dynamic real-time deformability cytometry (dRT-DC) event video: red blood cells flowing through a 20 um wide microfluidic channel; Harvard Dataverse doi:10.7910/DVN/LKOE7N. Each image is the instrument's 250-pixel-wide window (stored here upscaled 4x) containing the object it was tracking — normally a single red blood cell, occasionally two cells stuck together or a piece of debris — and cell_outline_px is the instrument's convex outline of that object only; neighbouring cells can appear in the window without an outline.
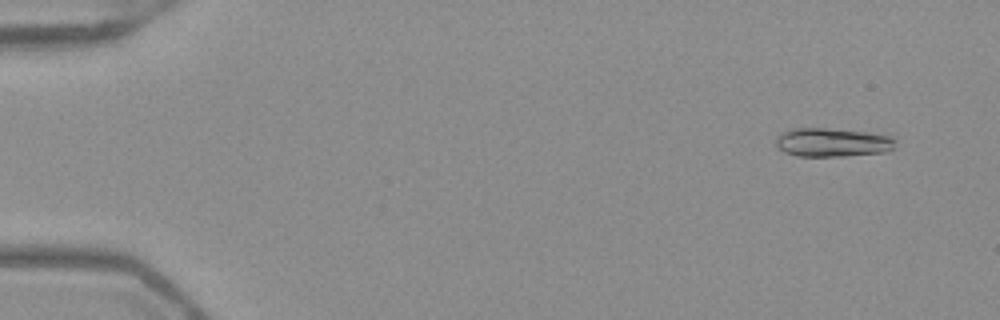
{"species": "Egyptian fruit bat (a non-hibernating species)", "species_latin": "Rousettus aegyptiacus", "temperature_condition": "warm", "stored_images_in_passage": 52, "camera_frame_rate_fps": 3000, "um_per_image_px": 0.085, "frame": {"image": 1, "passage_image": 4, "time_ms": 1.0, "image_size_px": [1000, 320], "cell_outline_px": [[896, 140], [892, 148], [884, 152], [844, 156], [796, 156], [784, 152], [776, 148], [776, 136], [792, 128], [824, 128], [868, 132], [892, 136]], "centroid_in_image_um": [70.72, 12.1], "position_along_channel_um": 14.3, "area_um2": 20.06}}
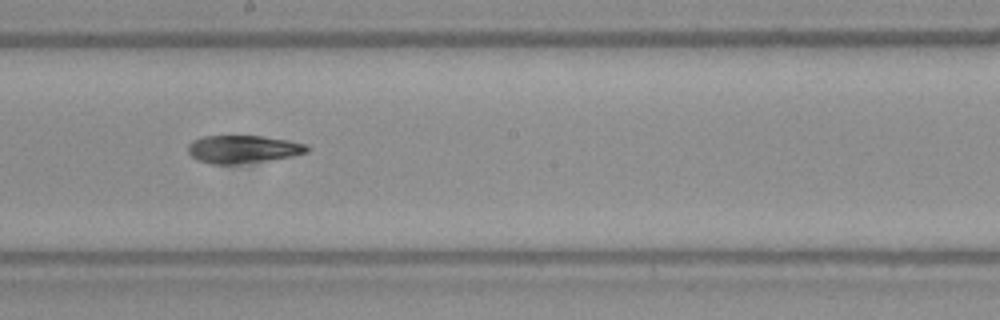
{"frame": {"image": 2, "passage_image": 30, "time_ms": 9.667, "image_size_px": [1000, 320], "cell_outline_px": [[312, 148], [308, 152], [292, 156], [268, 160], [236, 164], [208, 164], [196, 160], [188, 152], [188, 144], [192, 140], [204, 136], [260, 136], [288, 140], [308, 144]], "centroid_in_image_um": [20.66, 12.68], "position_along_channel_um": 227.5, "area_um2": 19.48}}
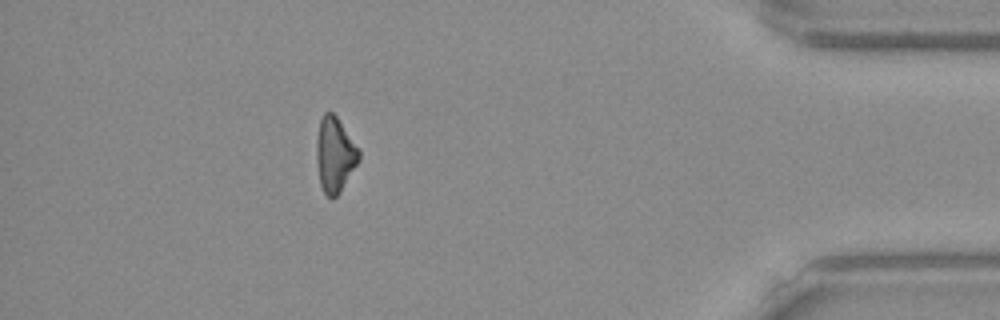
{"frame": {"image": 3, "passage_image": 47, "time_ms": 15.333, "image_size_px": [1000, 320], "cell_outline_px": [[360, 160], [340, 192], [332, 200], [324, 192], [320, 184], [316, 160], [316, 140], [320, 120], [324, 112], [332, 112], [336, 116], [360, 148]], "centroid_in_image_um": [28.47, 13.15], "position_along_channel_um": 406.7, "area_um2": 18.73}, "authors_computed_cell_mechanics": {"area_um2": 19.2763, "velocity_mm_per_s": 3.9498, "shape_relaxation_time_tau1_ms": null, "shape_relaxation_time_tau2_ms": 7.8612, "deformation_change_tau1": null, "deformation_change_tau2": 0.1938}}